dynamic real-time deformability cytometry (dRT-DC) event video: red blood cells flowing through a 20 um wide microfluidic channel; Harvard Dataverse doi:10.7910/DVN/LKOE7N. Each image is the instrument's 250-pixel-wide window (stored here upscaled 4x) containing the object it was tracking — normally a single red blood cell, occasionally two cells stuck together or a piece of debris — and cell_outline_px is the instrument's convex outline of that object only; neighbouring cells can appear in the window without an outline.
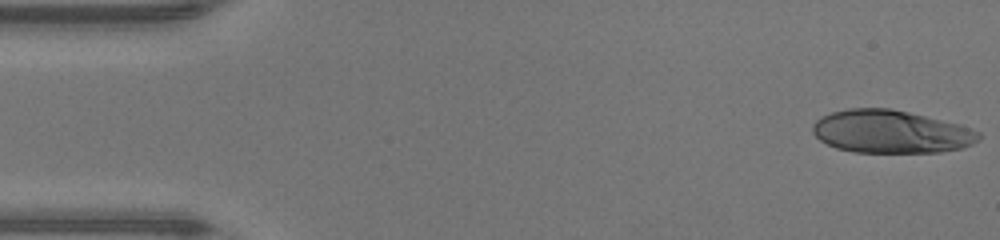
{"species": "human", "species_latin": "Homo sapiens", "temperature_condition": "warm", "stored_images_in_passage": 47, "camera_frame_rate_fps": 3000, "um_per_image_px": 0.085, "donor": {"sex": "male"}, "frame": {"image": 1, "passage_image": 1, "time_ms": 0.0, "image_size_px": [1000, 240], "cell_outline_px": [[980, 140], [972, 144], [960, 148], [940, 152], [852, 152], [836, 148], [820, 140], [812, 132], [812, 124], [820, 116], [832, 112], [848, 108], [888, 108], [908, 112], [960, 124], [980, 132]], "centroid_in_image_um": [75.71, 11.19], "position_along_channel_um": 9.3, "area_um2": 41.56}}
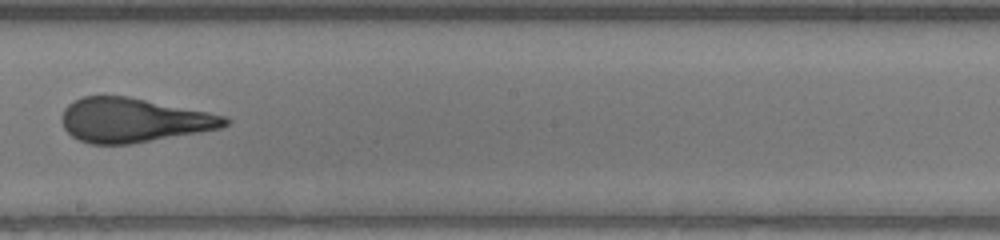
{"frame": {"image": 2, "passage_image": 26, "time_ms": 8.333, "image_size_px": [1000, 240], "cell_outline_px": [[232, 120], [228, 124], [220, 128], [128, 144], [92, 144], [80, 140], [72, 136], [64, 128], [60, 116], [64, 108], [68, 104], [84, 96], [128, 96], [228, 116]], "centroid_in_image_um": [11.33, 10.2], "position_along_channel_um": 236.9, "area_um2": 41.73}}
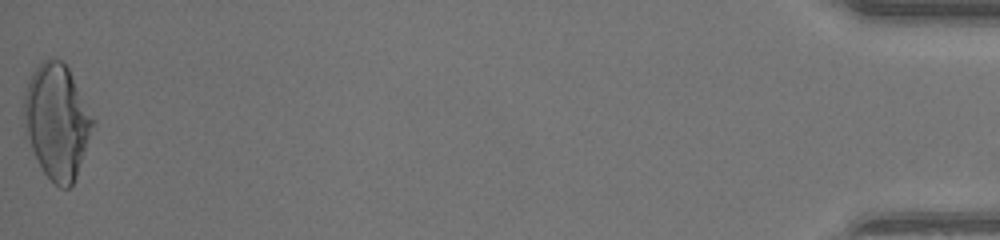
{"frame": {"image": 3, "passage_image": 47, "time_ms": 15.333, "image_size_px": [1000, 240], "cell_outline_px": [[96, 120], [76, 176], [72, 184], [68, 188], [60, 188], [44, 172], [24, 136], [24, 96], [28, 80], [32, 72], [44, 60], [60, 60], [68, 68]], "centroid_in_image_um": [4.83, 10.32], "position_along_channel_um": 430.4, "area_um2": 45.78}, "authors_computed_cell_mechanics": {"area_um2": 42.0206, "velocity_mm_per_s": 4.3323, "shape_relaxation_time_tau1_ms": 7.7857, "shape_relaxation_time_tau2_ms": 0.8544, "deformation_change_tau1": 0.3302, "deformation_change_tau2": 0.0985}}